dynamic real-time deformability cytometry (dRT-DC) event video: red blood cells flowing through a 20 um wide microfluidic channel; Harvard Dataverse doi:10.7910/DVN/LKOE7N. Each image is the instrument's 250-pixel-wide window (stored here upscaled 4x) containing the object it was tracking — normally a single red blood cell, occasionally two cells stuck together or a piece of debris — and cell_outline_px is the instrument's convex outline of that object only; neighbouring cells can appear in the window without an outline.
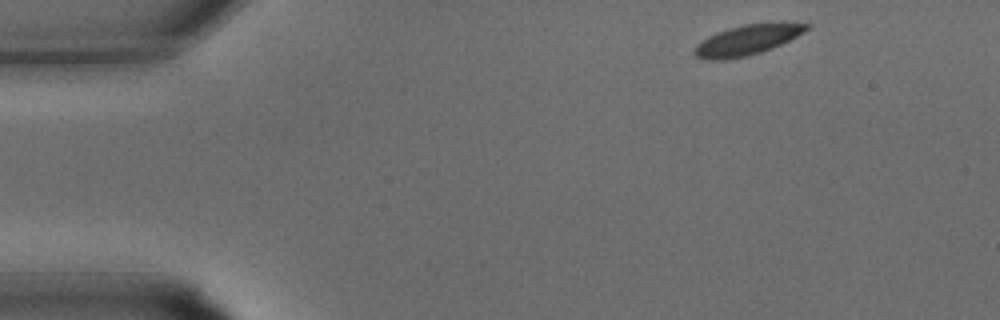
{"species": "common noctule bat (a hibernating species)", "species_latin": "Nyctalus noctula", "temperature_condition": "warm", "stored_images_in_passage": 30, "camera_frame_rate_fps": 3000, "um_per_image_px": 0.085, "animal": {"sex": "male", "body_mass_g": 15.6}, "frame": {"image": 1, "passage_image": 1, "time_ms": 0.0, "image_size_px": [1000, 320], "cell_outline_px": [[812, 24], [804, 32], [772, 48], [748, 56], [720, 60], [708, 60], [696, 56], [692, 52], [692, 48], [700, 40], [716, 32], [728, 28], [744, 24], [780, 20]], "centroid_in_image_um": [63.52, 3.36], "position_along_channel_um": 21.5, "area_um2": 20.29}}
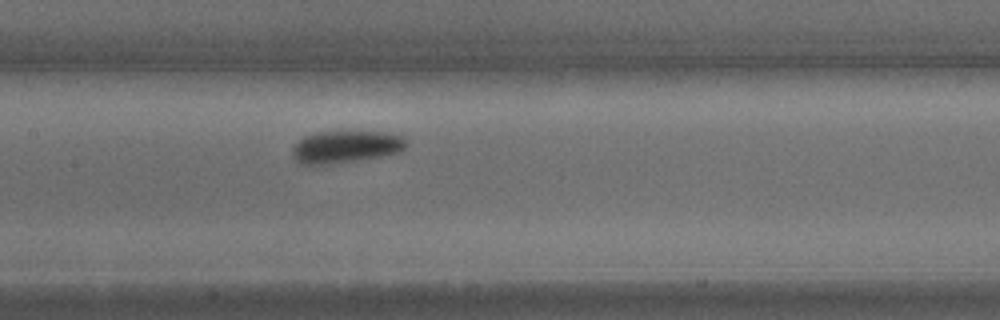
{"frame": {"image": 2, "passage_image": 13, "time_ms": 4.0, "image_size_px": [1000, 320], "cell_outline_px": [[408, 144], [400, 152], [380, 156], [332, 164], [300, 164], [292, 156], [292, 148], [304, 136], [316, 132], [340, 128], [384, 132], [400, 136]], "centroid_in_image_um": [29.36, 12.42], "position_along_channel_um": 178.0, "area_um2": 22.08}}
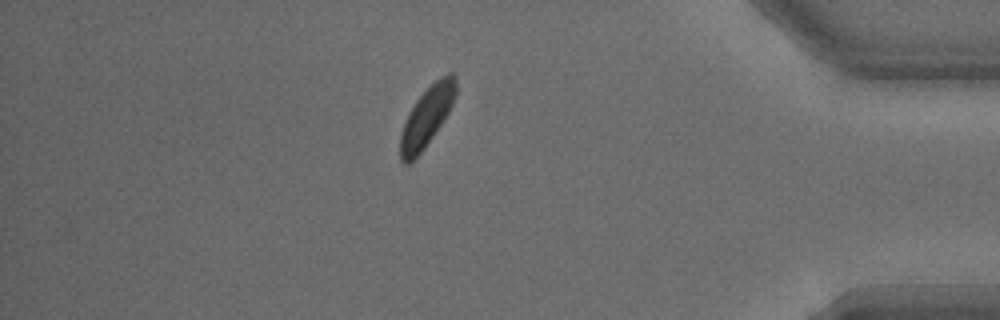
{"frame": {"image": 3, "passage_image": 26, "time_ms": 8.333, "image_size_px": [1000, 320], "cell_outline_px": [[456, 96], [448, 112], [424, 148], [408, 164], [404, 164], [400, 160], [400, 132], [408, 112], [416, 100], [440, 76], [448, 72], [452, 72], [456, 76]], "centroid_in_image_um": [36.26, 9.89], "position_along_channel_um": 398.9, "area_um2": 19.07}}